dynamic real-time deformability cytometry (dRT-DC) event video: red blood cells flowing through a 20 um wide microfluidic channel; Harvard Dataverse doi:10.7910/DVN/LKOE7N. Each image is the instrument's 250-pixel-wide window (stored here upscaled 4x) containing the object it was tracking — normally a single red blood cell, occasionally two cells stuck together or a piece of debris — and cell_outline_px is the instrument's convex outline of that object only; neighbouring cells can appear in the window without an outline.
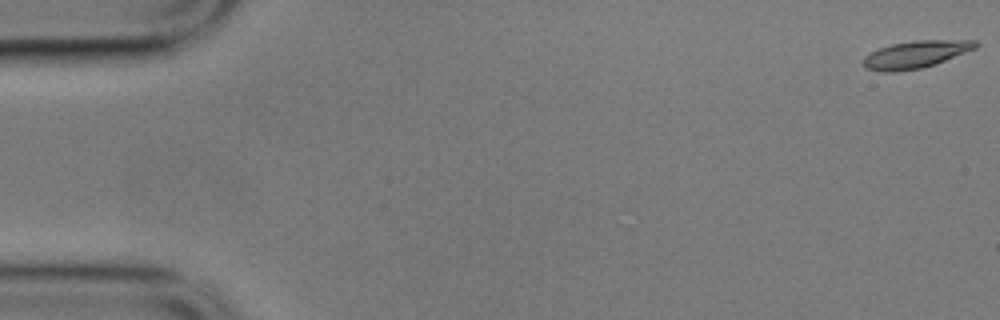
{"species": "common noctule bat (a hibernating species)", "species_latin": "Nyctalus noctula", "temperature_condition": "cold", "stored_images_in_passage": 11, "camera_frame_rate_fps": 3000, "um_per_image_px": 0.085, "animal": {"sex": "male", "body_mass_g": 17.9}, "frame": {"image": 1, "passage_image": 1, "time_ms": 0.0, "image_size_px": [1000, 320], "cell_outline_px": [[980, 44], [976, 48], [936, 64], [920, 68], [896, 72], [880, 72], [864, 68], [864, 56], [880, 48], [892, 44], [916, 40], [976, 40]], "centroid_in_image_um": [77.85, 4.63], "position_along_channel_um": 7.2, "area_um2": 17.86}}